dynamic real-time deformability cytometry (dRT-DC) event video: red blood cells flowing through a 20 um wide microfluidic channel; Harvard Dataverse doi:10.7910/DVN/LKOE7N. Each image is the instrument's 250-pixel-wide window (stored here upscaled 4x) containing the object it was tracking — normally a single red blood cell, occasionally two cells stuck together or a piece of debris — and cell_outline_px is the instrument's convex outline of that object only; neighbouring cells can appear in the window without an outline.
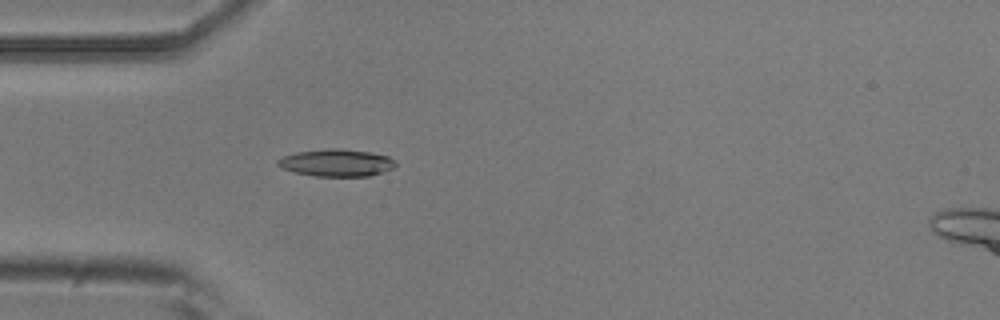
{"species": "common noctule bat (a hibernating species)", "species_latin": "Nyctalus noctula", "temperature_condition": "room temperature", "stored_images_in_passage": 5, "camera_frame_rate_fps": 3000, "um_per_image_px": 0.085, "animal": {"sex": "male", "body_mass_g": 20.5, "forearm_length_mm": 52.5}, "frame": {"image": 1, "passage_image": 5, "time_ms": 1.333, "image_size_px": [1000, 320], "cell_outline_px": [[396, 164], [392, 168], [368, 176], [316, 176], [296, 172], [280, 168], [276, 164], [276, 160], [284, 156], [296, 152], [328, 148], [336, 148], [368, 152], [388, 156]], "centroid_in_image_um": [28.53, 13.83], "position_along_channel_um": 56.5, "area_um2": 18.44}}